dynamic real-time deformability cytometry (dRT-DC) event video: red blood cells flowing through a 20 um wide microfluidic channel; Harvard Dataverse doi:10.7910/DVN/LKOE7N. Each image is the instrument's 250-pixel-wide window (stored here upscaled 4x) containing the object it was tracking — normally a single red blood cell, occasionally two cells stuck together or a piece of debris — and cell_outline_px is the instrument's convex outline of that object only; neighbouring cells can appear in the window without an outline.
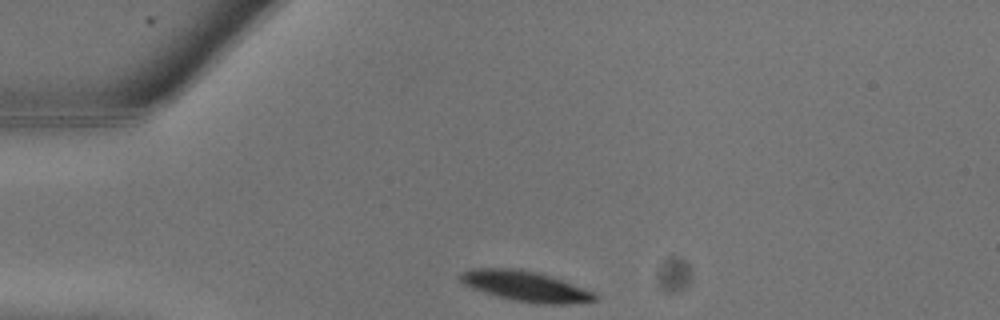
{"species": "common noctule bat (a hibernating species)", "species_latin": "Nyctalus noctula", "temperature_condition": "warm", "stored_images_in_passage": 9, "camera_frame_rate_fps": 3000, "um_per_image_px": 0.085, "animal": {"sex": "male", "body_mass_g": 13.3}, "frame": {"image": 1, "passage_image": 1, "time_ms": 0.0, "image_size_px": [1000, 320], "cell_outline_px": [[596, 300], [568, 304], [540, 304], [516, 300], [484, 292], [472, 288], [464, 284], [456, 276], [460, 272], [472, 268], [520, 268], [536, 272], [596, 292]], "centroid_in_image_um": [44.62, 24.31], "position_along_channel_um": 40.4, "area_um2": 23.52}}
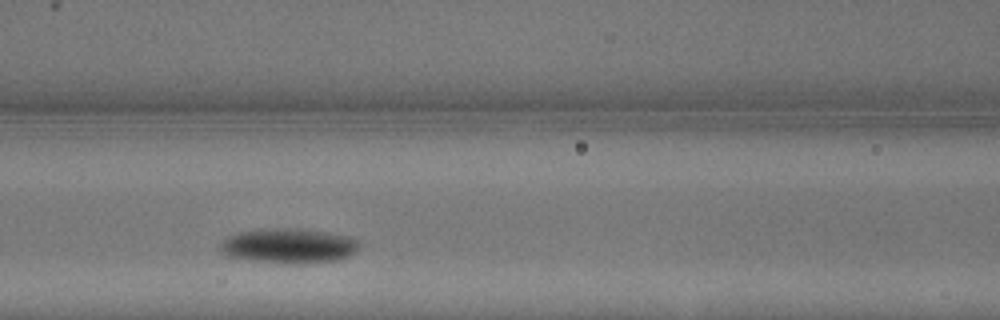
{"frame": {"image": 2, "passage_image": 6, "time_ms": 1.667, "image_size_px": [1000, 320], "cell_outline_px": [[360, 240], [356, 252], [348, 256], [336, 260], [248, 260], [224, 256], [220, 252], [220, 244], [228, 236], [240, 232], [260, 228], [296, 228], [328, 232], [348, 236]], "centroid_in_image_um": [24.49, 20.83], "position_along_channel_um": 142.1, "area_um2": 27.22}}
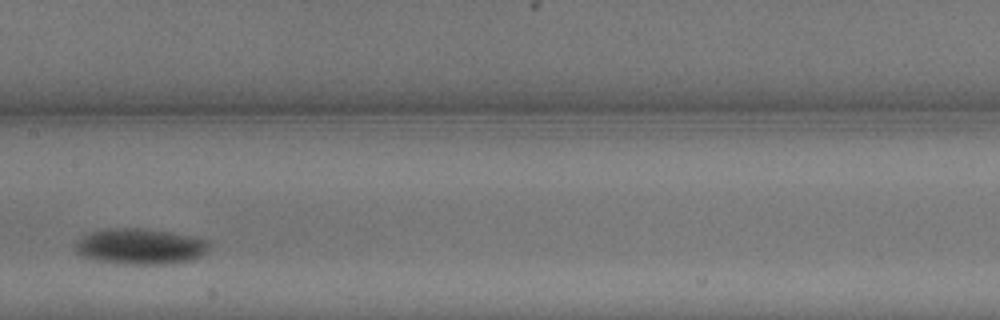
{"frame": {"image": 3, "passage_image": 8, "time_ms": 2.333, "image_size_px": [1000, 320], "cell_outline_px": [[212, 248], [204, 256], [192, 260], [172, 264], [124, 264], [96, 260], [84, 256], [76, 252], [76, 244], [80, 236], [88, 232], [108, 228], [136, 228], [168, 232], [196, 236], [208, 240], [212, 244]], "centroid_in_image_um": [12.01, 20.95], "position_along_channel_um": 195.4, "area_um2": 28.44}}